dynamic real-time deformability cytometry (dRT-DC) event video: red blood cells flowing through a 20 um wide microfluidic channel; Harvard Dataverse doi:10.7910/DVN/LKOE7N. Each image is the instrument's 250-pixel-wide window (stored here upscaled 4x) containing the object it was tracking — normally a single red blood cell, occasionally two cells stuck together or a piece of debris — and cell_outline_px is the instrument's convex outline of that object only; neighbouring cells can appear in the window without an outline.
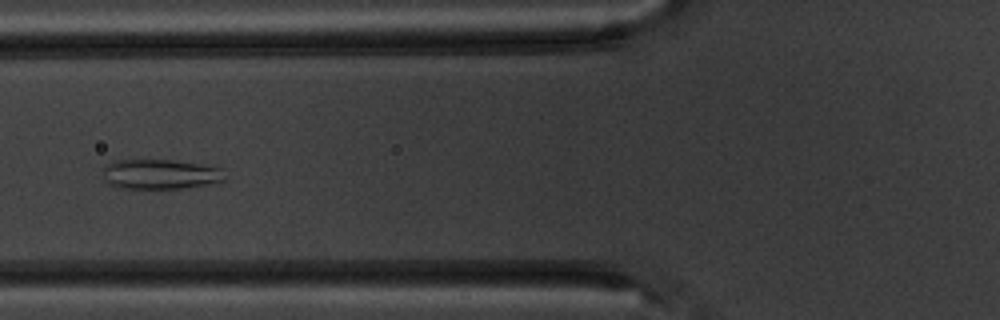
{"species": "common noctule bat (a hibernating species)", "species_latin": "Nyctalus noctula", "temperature_condition": "warm", "stored_images_in_passage": 9, "camera_frame_rate_fps": 3000, "um_per_image_px": 0.085, "animal": {"sex": "male", "body_mass_g": 20.1, "forearm_length_mm": 53.5}, "frame": {"image": 1, "passage_image": 6, "time_ms": 6.0, "image_size_px": [1000, 320], "cell_outline_px": [[224, 180], [184, 188], [120, 188], [108, 184], [104, 172], [104, 164], [112, 160], [172, 160], [212, 164], [220, 168]], "centroid_in_image_um": [13.61, 14.78], "position_along_channel_um": 112.2, "area_um2": 21.21}}
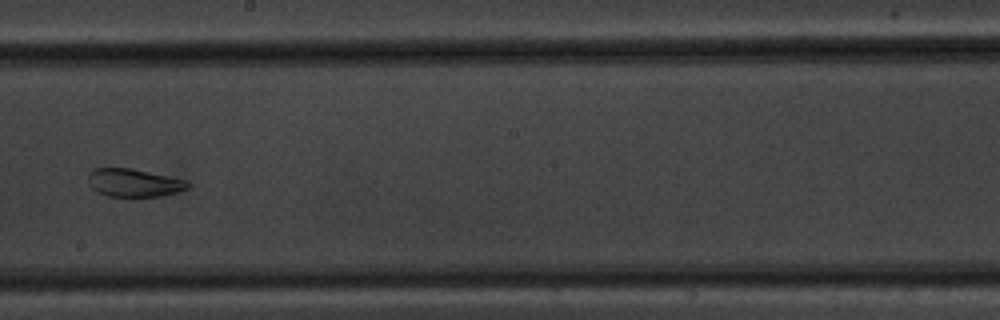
{"frame": {"image": 2, "passage_image": 9, "time_ms": 9.333, "image_size_px": [1000, 320], "cell_outline_px": [[192, 184], [188, 188], [176, 192], [160, 196], [132, 200], [108, 196], [96, 192], [88, 184], [88, 172], [92, 168], [132, 168], [172, 176], [188, 180]], "centroid_in_image_um": [11.38, 15.57], "position_along_channel_um": 236.8, "area_um2": 17.34}}